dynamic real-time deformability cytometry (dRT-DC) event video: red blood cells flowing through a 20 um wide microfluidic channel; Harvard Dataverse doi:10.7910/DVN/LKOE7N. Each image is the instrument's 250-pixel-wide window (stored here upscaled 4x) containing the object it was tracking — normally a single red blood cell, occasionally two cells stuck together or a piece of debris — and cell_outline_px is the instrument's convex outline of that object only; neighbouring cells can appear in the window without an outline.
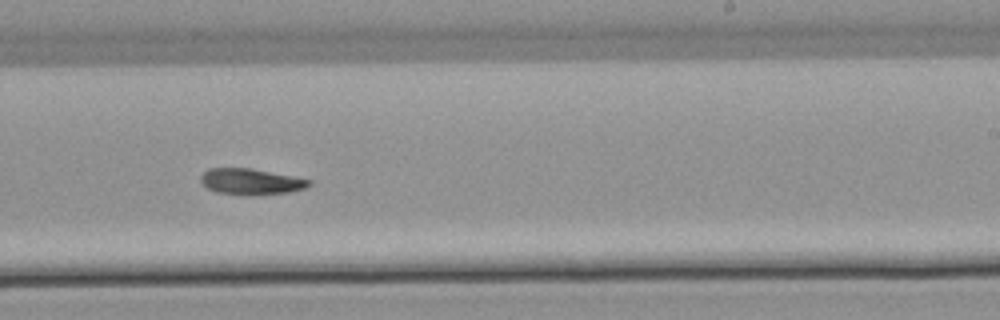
{"species": "common noctule bat (a hibernating species)", "species_latin": "Nyctalus noctula", "temperature_condition": "warm", "stored_images_in_passage": 8, "camera_frame_rate_fps": 3000, "um_per_image_px": 0.085, "animal": {"sex": "male", "body_mass_g": 21.5, "forearm_length_mm": 52.0}, "frame": {"image": 1, "passage_image": 7, "time_ms": 7.333, "image_size_px": [1000, 320], "cell_outline_px": [[312, 184], [304, 188], [288, 192], [252, 196], [216, 192], [208, 188], [200, 180], [200, 176], [208, 168], [248, 168], [312, 180]], "centroid_in_image_um": [21.31, 15.45], "position_along_channel_um": 267.7, "area_um2": 16.3}}